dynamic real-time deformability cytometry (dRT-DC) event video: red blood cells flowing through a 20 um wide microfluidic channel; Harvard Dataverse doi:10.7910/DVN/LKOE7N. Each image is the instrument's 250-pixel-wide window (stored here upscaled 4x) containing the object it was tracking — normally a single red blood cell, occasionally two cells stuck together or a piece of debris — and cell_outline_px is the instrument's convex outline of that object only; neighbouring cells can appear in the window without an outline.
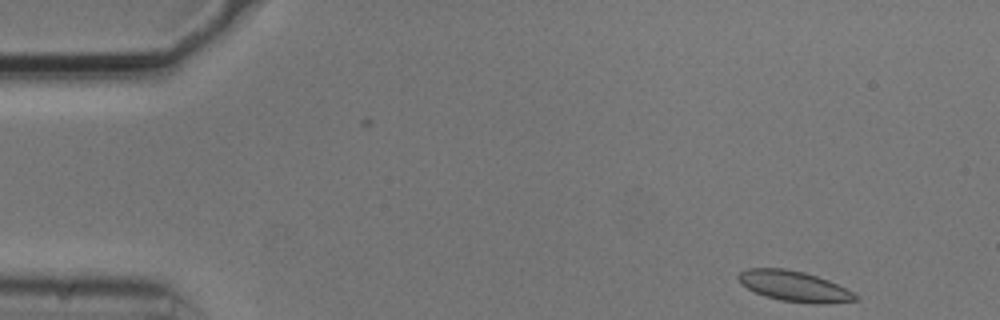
{"species": "common noctule bat (a hibernating species)", "species_latin": "Nyctalus noctula", "temperature_condition": "cold", "stored_images_in_passage": 50, "camera_frame_rate_fps": 3000, "um_per_image_px": 0.085, "animal": {"sex": "male", "body_mass_g": 20.5, "forearm_length_mm": 52.5}, "frame": {"image": 1, "passage_image": 1, "time_ms": 0.0, "image_size_px": [1000, 320], "cell_outline_px": [[860, 300], [824, 304], [812, 304], [780, 300], [764, 296], [740, 284], [736, 276], [740, 272], [748, 268], [784, 268], [804, 272], [828, 280], [852, 292]], "centroid_in_image_um": [67.48, 24.33], "position_along_channel_um": 17.5, "area_um2": 20.75}}
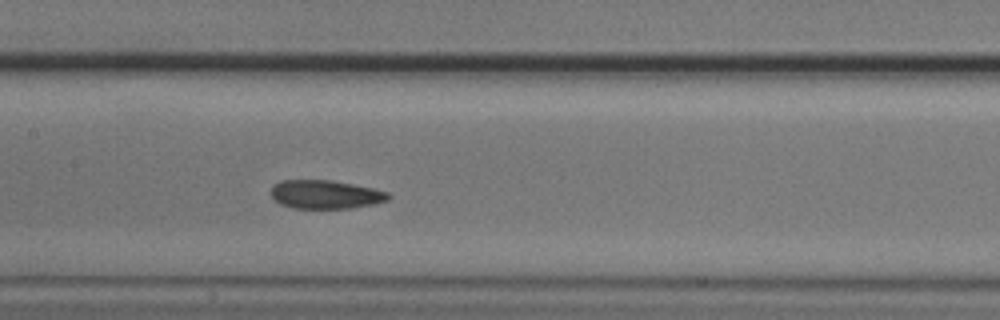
{"frame": {"image": 2, "passage_image": 22, "time_ms": 7.0, "image_size_px": [1000, 320], "cell_outline_px": [[392, 196], [388, 200], [372, 204], [352, 208], [292, 208], [280, 204], [272, 196], [272, 184], [280, 180], [332, 180], [372, 188], [388, 192]], "centroid_in_image_um": [27.66, 16.52], "position_along_channel_um": 179.7, "area_um2": 19.54}}
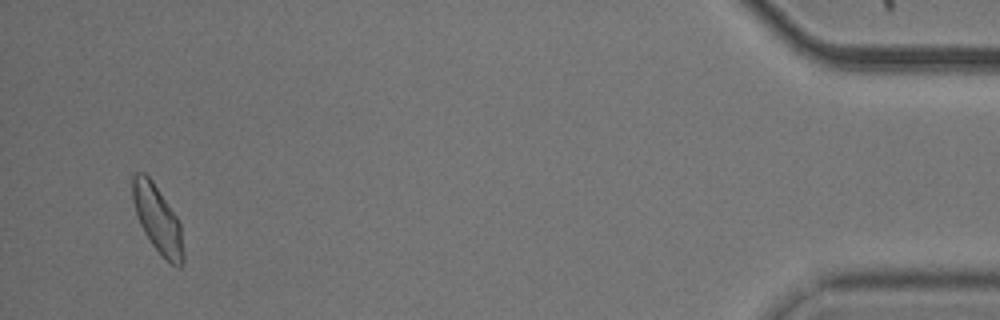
{"frame": {"image": 3, "passage_image": 48, "time_ms": 15.667, "image_size_px": [1000, 320], "cell_outline_px": [[184, 260], [180, 268], [176, 268], [152, 244], [144, 232], [140, 224], [132, 200], [132, 176], [136, 172], [144, 172], [152, 180], [176, 216], [180, 224], [184, 252]], "centroid_in_image_um": [13.39, 18.62], "position_along_channel_um": 421.8, "area_um2": 19.65}, "authors_computed_cell_mechanics": {"area_um2": 19.8254, "velocity_mm_per_s": 3.7126, "shape_relaxation_time_tau1_ms": 6.7075, "shape_relaxation_time_tau2_ms": 1.0333, "deformation_change_tau1": 0.1555, "deformation_change_tau2": 0.0629}}